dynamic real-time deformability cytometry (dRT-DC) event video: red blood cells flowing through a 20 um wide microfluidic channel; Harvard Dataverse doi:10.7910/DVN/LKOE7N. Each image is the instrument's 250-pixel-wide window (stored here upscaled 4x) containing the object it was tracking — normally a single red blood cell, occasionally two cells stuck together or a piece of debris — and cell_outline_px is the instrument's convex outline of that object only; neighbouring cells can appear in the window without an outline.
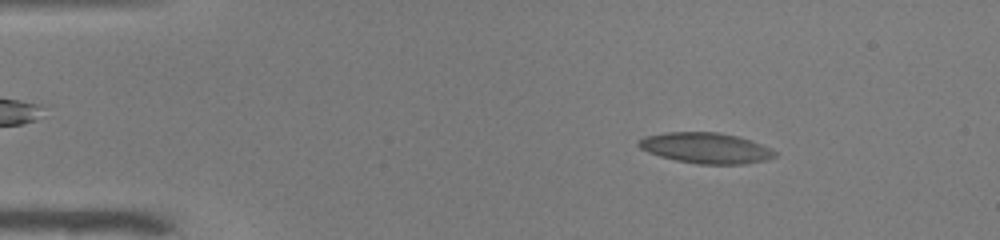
{"species": "common noctule bat (a hibernating species)", "species_latin": "Nyctalus noctula", "temperature_condition": "warm", "stored_images_in_passage": 52, "camera_frame_rate_fps": 3000, "um_per_image_px": 0.085, "animal": {"sex": "male", "body_mass_g": 19.0, "forearm_length_mm": 50.8}, "frame": {"image": 1, "passage_image": 7, "time_ms": 2.0, "image_size_px": [1000, 240], "cell_outline_px": [[776, 156], [764, 160], [744, 164], [696, 164], [676, 160], [660, 156], [648, 152], [640, 148], [636, 144], [644, 136], [668, 132], [716, 132], [736, 136], [760, 144], [776, 152]], "centroid_in_image_um": [59.95, 12.58], "position_along_channel_um": 25.1, "area_um2": 24.04}}
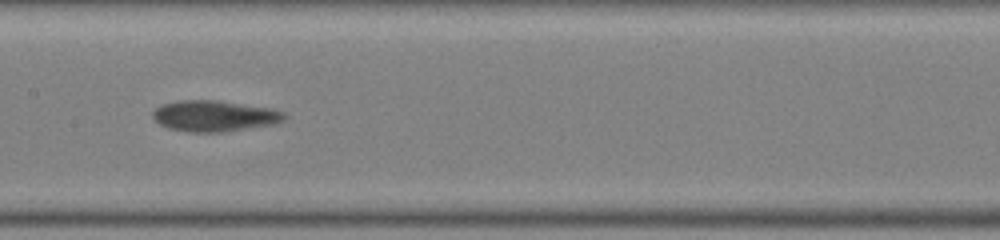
{"frame": {"image": 2, "passage_image": 26, "time_ms": 8.333, "image_size_px": [1000, 240], "cell_outline_px": [[288, 116], [284, 120], [272, 124], [224, 132], [188, 132], [172, 128], [160, 124], [152, 116], [152, 112], [156, 108], [164, 104], [180, 100], [216, 100], [272, 108], [284, 112]], "centroid_in_image_um": [18.25, 9.85], "position_along_channel_um": 189.1, "area_um2": 23.58}}
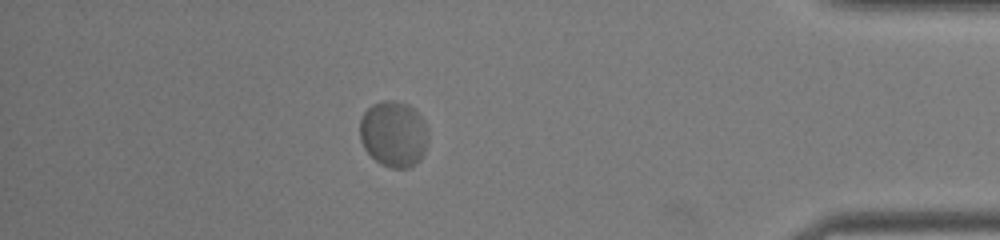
{"frame": {"image": 3, "passage_image": 46, "time_ms": 15.0, "image_size_px": [1000, 240], "cell_outline_px": [[428, 140], [424, 152], [420, 160], [416, 164], [408, 168], [392, 168], [380, 164], [364, 148], [360, 140], [360, 120], [364, 112], [372, 104], [384, 100], [396, 100], [408, 104], [424, 120], [428, 132]], "centroid_in_image_um": [33.46, 11.39], "position_along_channel_um": 401.7, "area_um2": 26.47}, "authors_computed_cell_mechanics": {"area_um2": 23.7847, "velocity_mm_per_s": 3.7649, "shape_relaxation_time_tau1_ms": 7.6837, "shape_relaxation_time_tau2_ms": null, "deformation_change_tau1": 0.1668, "deformation_change_tau2": null}}